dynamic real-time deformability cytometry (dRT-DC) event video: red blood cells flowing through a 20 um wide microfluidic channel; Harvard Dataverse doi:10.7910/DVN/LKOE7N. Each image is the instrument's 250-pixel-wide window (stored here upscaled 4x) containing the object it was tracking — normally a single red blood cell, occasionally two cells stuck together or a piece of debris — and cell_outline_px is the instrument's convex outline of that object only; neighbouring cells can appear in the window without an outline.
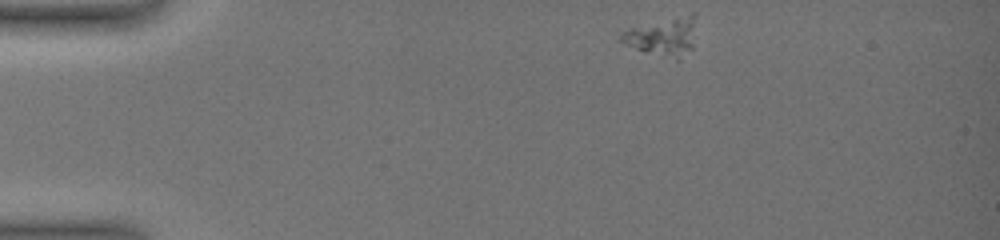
{"species": "common noctule bat (a hibernating species)", "species_latin": "Nyctalus noctula", "temperature_condition": "warm", "stored_images_in_passage": 31, "camera_frame_rate_fps": 3000, "um_per_image_px": 0.085, "animal": {"sex": "female", "body_mass_g": 19.0, "forearm_length_mm": 51.5}, "frame": {"image": 1, "passage_image": 1, "time_ms": 0.0, "image_size_px": [1000, 240], "cell_outline_px": [[696, 16], [692, 48], [680, 60], [676, 60], [636, 48], [624, 44], [620, 40], [620, 36], [624, 32], [632, 28], [692, 12], [696, 12]], "centroid_in_image_um": [56.44, 3.1], "position_along_channel_um": 28.6, "area_um2": 16.42}}
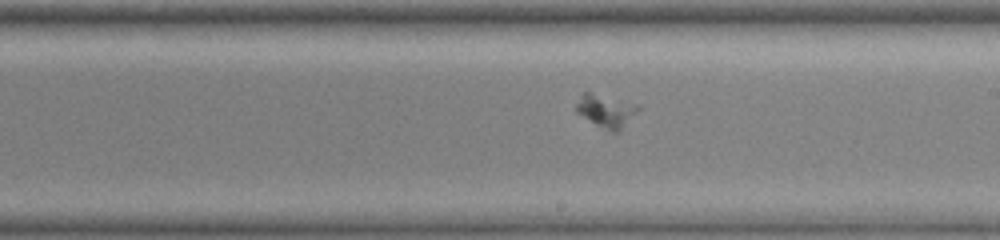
{"frame": {"image": 2, "passage_image": 18, "time_ms": 8.0, "image_size_px": [1000, 240], "cell_outline_px": [[640, 108], [616, 132], [612, 132], [596, 124], [576, 112], [576, 104], [584, 92], [588, 92], [640, 104]], "centroid_in_image_um": [51.51, 9.39], "position_along_channel_um": 237.5, "area_um2": 11.33}}
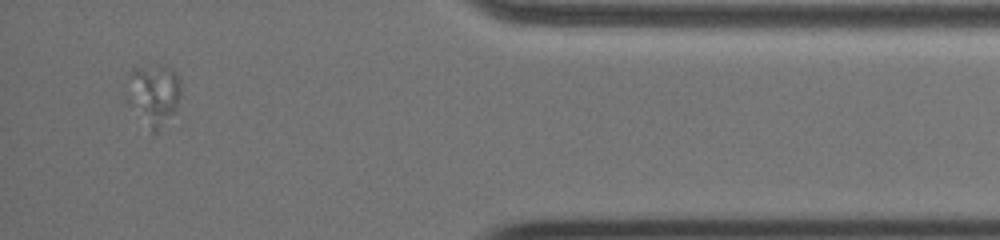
{"frame": {"image": 3, "passage_image": 30, "time_ms": 14.0, "image_size_px": [1000, 240], "cell_outline_px": [[180, 96], [172, 112], [156, 128], [152, 128], [128, 76], [128, 72], [132, 68], [172, 68], [176, 72], [180, 80]], "centroid_in_image_um": [13.27, 7.8], "position_along_channel_um": 421.9, "area_um2": 15.37}}